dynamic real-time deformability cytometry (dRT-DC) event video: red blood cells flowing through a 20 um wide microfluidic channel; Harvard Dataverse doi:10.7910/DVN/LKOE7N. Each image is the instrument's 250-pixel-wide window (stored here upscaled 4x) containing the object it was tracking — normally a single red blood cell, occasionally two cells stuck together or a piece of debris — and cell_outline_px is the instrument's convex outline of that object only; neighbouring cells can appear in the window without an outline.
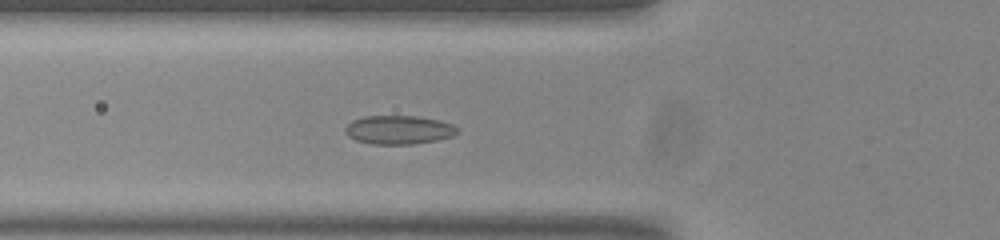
{"species": "common noctule bat (a hibernating species)", "species_latin": "Nyctalus noctula", "temperature_condition": "room temperature", "stored_images_in_passage": 46, "camera_frame_rate_fps": 3000, "um_per_image_px": 0.085, "animal": {"sex": "male", "body_mass_g": 20.0, "forearm_length_mm": 53.3}, "frame": {"image": 1, "passage_image": 15, "time_ms": 4.667, "image_size_px": [1000, 240], "cell_outline_px": [[460, 132], [452, 136], [436, 140], [412, 144], [372, 144], [356, 140], [348, 136], [344, 132], [344, 128], [352, 120], [364, 116], [416, 116], [436, 120], [452, 124]], "centroid_in_image_um": [33.86, 11.04], "position_along_channel_um": 91.9, "area_um2": 18.67}}
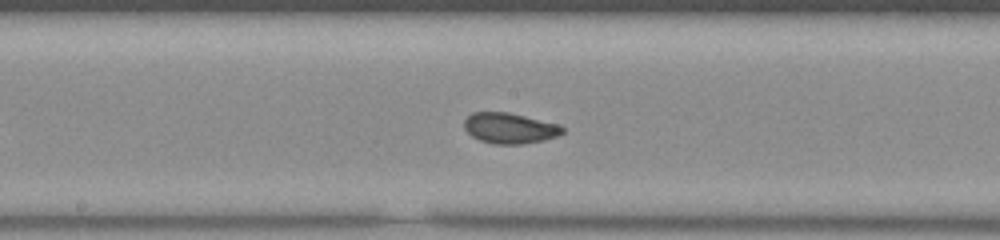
{"frame": {"image": 2, "passage_image": 24, "time_ms": 7.667, "image_size_px": [1000, 240], "cell_outline_px": [[564, 132], [556, 136], [544, 140], [520, 144], [492, 144], [480, 140], [472, 136], [464, 128], [464, 120], [472, 112], [508, 112], [560, 124], [564, 128]], "centroid_in_image_um": [43.32, 10.89], "position_along_channel_um": 204.9, "area_um2": 17.57}}
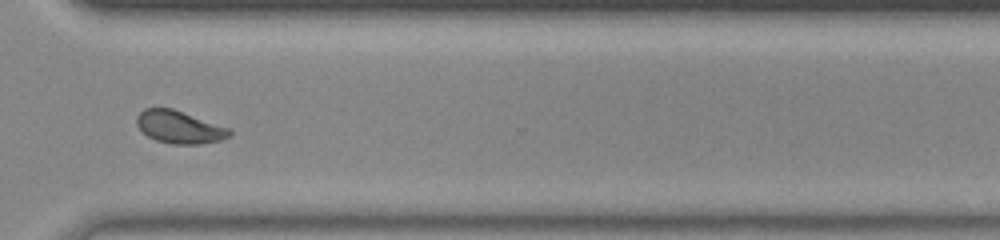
{"frame": {"image": 3, "passage_image": 36, "time_ms": 11.667, "image_size_px": [1000, 240], "cell_outline_px": [[232, 136], [220, 140], [200, 144], [172, 144], [156, 140], [148, 136], [136, 124], [136, 116], [144, 108], [172, 108], [228, 128], [232, 132]], "centroid_in_image_um": [15.23, 10.8], "position_along_channel_um": 355.4, "area_um2": 17.46}, "authors_computed_cell_mechanics": {"area_um2": 18.2937, "velocity_mm_per_s": 3.7579, "shape_relaxation_time_tau1_ms": 6.8594, "shape_relaxation_time_tau2_ms": 1.0801, "deformation_change_tau1": 0.143, "deformation_change_tau2": 0.0507}}